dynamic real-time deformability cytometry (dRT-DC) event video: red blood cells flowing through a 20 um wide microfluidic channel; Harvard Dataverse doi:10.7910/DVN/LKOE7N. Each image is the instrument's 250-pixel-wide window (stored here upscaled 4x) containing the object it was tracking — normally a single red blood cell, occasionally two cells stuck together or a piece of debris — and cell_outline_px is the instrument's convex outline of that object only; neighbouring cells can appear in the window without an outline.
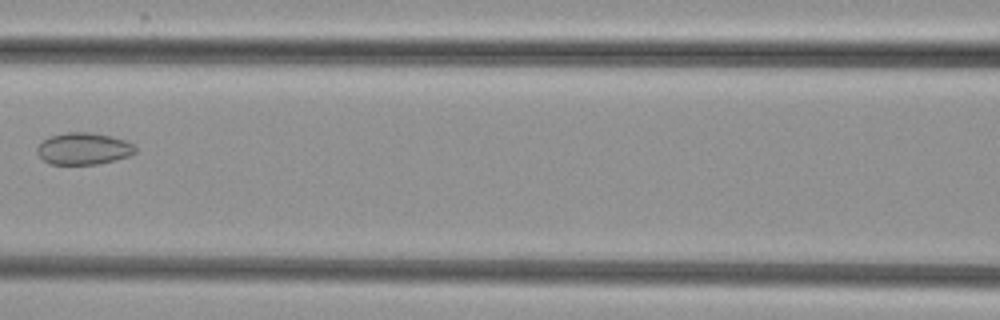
{"species": "common noctule bat (a hibernating species)", "species_latin": "Nyctalus noctula", "temperature_condition": "cold", "stored_images_in_passage": 8, "camera_frame_rate_fps": 3000, "um_per_image_px": 0.085, "animal": {"sex": "female", "body_mass_g": 29.2, "forearm_length_mm": 56.3}, "frame": {"image": 1, "passage_image": 7, "time_ms": 7.0, "image_size_px": [1000, 320], "cell_outline_px": [[136, 152], [132, 156], [100, 164], [48, 164], [36, 152], [36, 148], [44, 140], [52, 136], [68, 132], [92, 132], [112, 136], [124, 140], [132, 144], [136, 148]], "centroid_in_image_um": [7.14, 12.64], "position_along_channel_um": 159.5, "area_um2": 18.32}}
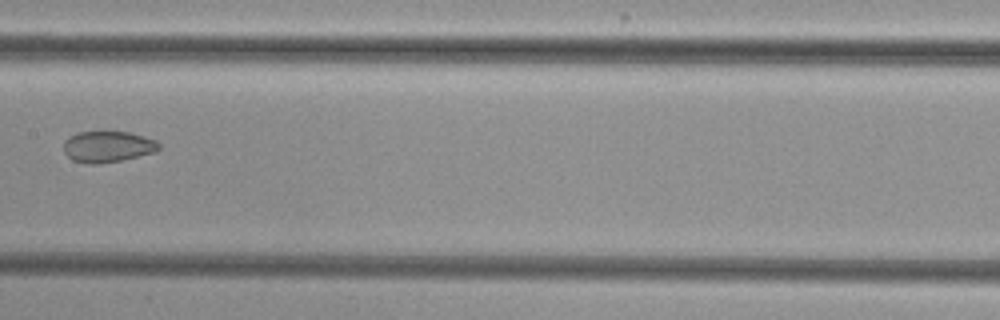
{"frame": {"image": 2, "passage_image": 8, "time_ms": 8.0, "image_size_px": [1000, 320], "cell_outline_px": [[160, 148], [156, 152], [120, 160], [96, 164], [88, 164], [72, 160], [64, 152], [64, 140], [76, 132], [132, 132], [156, 140], [160, 144]], "centroid_in_image_um": [9.16, 12.46], "position_along_channel_um": 198.2, "area_um2": 17.34}}